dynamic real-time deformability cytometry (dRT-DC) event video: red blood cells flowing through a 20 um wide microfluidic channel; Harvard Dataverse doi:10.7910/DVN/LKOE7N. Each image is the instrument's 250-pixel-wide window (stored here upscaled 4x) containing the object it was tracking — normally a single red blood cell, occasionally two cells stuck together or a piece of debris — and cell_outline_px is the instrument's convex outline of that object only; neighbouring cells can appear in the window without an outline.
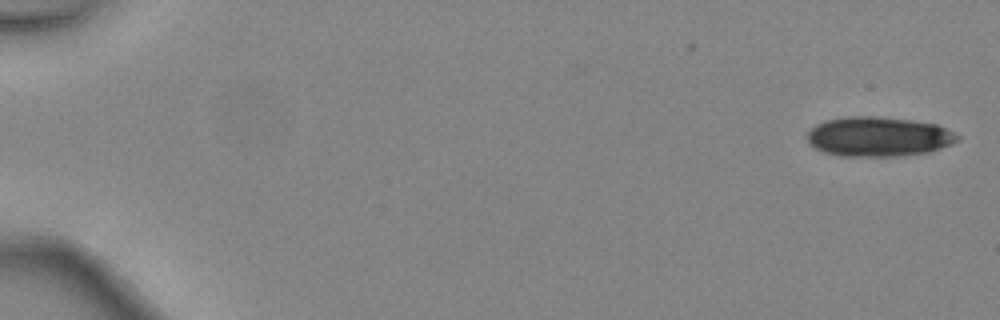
{"species": "common noctule bat (a hibernating species)", "species_latin": "Nyctalus noctula", "temperature_condition": "warm", "stored_images_in_passage": 5, "camera_frame_rate_fps": 3000, "um_per_image_px": 0.085, "animal": {"sex": "female", "body_mass_g": 24.6, "forearm_length_mm": 56.2}, "frame": {"image": 1, "passage_image": 1, "time_ms": 0.0, "image_size_px": [1000, 320], "cell_outline_px": [[960, 140], [952, 144], [928, 152], [900, 156], [840, 156], [824, 152], [808, 144], [808, 132], [816, 124], [824, 120], [844, 116], [876, 116], [912, 120], [936, 124], [960, 136]], "centroid_in_image_um": [74.65, 11.61], "position_along_channel_um": 10.3, "area_um2": 34.85}}